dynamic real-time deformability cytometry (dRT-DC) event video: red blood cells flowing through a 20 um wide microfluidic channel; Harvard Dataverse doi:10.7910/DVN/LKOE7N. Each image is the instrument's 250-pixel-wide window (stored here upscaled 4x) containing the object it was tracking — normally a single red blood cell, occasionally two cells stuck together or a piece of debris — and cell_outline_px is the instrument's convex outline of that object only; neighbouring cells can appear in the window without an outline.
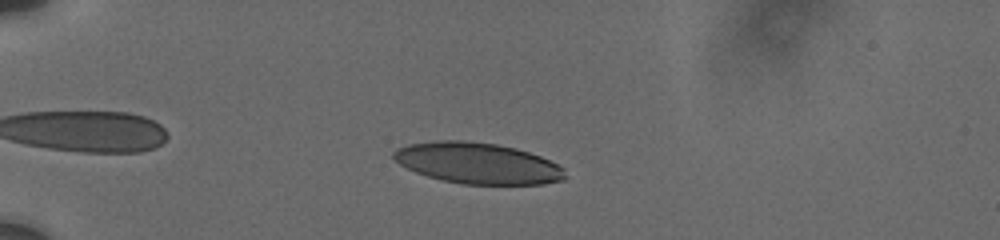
{"species": "human", "species_latin": "Homo sapiens", "temperature_condition": "cold", "stored_images_in_passage": 15, "camera_frame_rate_fps": 3000, "um_per_image_px": 0.085, "donor": {"sex": "male"}, "frame": {"image": 1, "passage_image": 2, "time_ms": 1.0, "image_size_px": [1000, 240], "cell_outline_px": [[564, 180], [544, 184], [464, 184], [444, 180], [428, 176], [416, 172], [400, 164], [392, 156], [392, 152], [396, 148], [408, 144], [436, 140], [464, 140], [496, 144], [516, 148], [540, 156], [564, 168]], "centroid_in_image_um": [40.58, 13.86], "position_along_channel_um": 44.4, "area_um2": 40.86}}
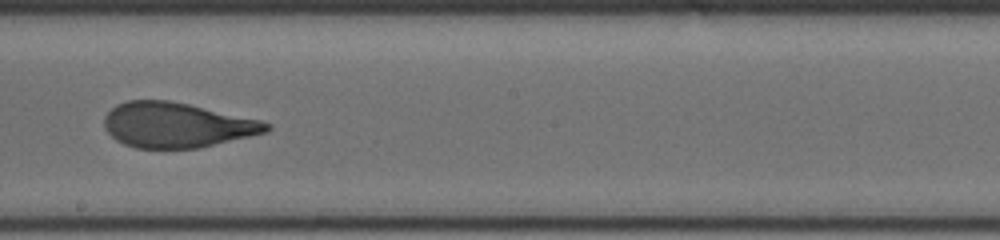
{"frame": {"image": 2, "passage_image": 8, "time_ms": 7.333, "image_size_px": [1000, 240], "cell_outline_px": [[272, 128], [268, 132], [200, 148], [136, 148], [124, 144], [116, 140], [104, 128], [104, 116], [116, 104], [128, 100], [168, 100], [188, 104], [260, 120], [272, 124]], "centroid_in_image_um": [15.02, 10.63], "position_along_channel_um": 233.2, "area_um2": 42.6}}
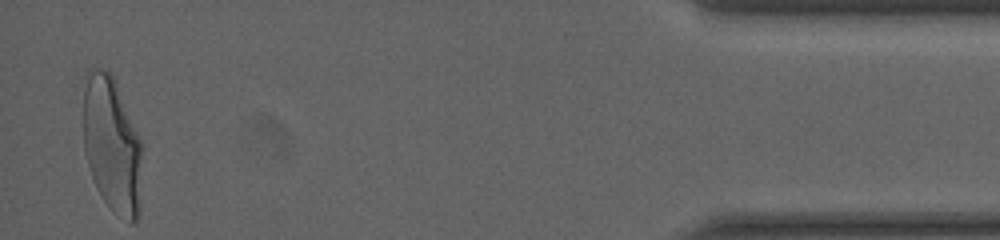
{"frame": {"image": 3, "passage_image": 15, "time_ms": 14.333, "image_size_px": [1000, 240], "cell_outline_px": [[140, 212], [136, 220], [132, 224], [112, 212], [96, 188], [88, 164], [84, 148], [84, 72], [88, 68], [104, 68], [112, 76], [140, 140]], "centroid_in_image_um": [9.48, 12.33], "position_along_channel_um": 425.7, "area_um2": 46.07}, "authors_computed_cell_mechanics": {"area_um2": 43.9858, "velocity_mm_per_s": 3.7156, "shape_relaxation_time_tau1_ms": 6.0183, "shape_relaxation_time_tau2_ms": 0.7764, "deformation_change_tau1": 0.1949, "deformation_change_tau2": 0.0591}}